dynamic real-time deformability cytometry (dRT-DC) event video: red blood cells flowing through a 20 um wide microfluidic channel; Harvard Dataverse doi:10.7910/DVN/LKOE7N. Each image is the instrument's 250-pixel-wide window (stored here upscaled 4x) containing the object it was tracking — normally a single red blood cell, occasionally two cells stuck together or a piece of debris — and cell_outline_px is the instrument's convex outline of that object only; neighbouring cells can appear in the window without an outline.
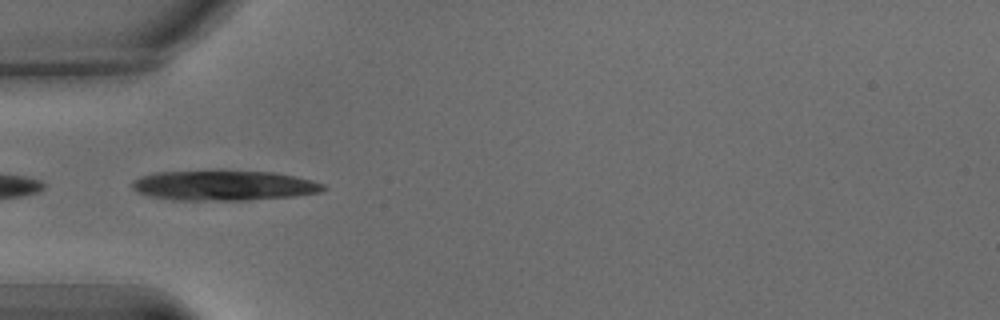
{"species": "common noctule bat (a hibernating species)", "species_latin": "Nyctalus noctula", "temperature_condition": "warm", "stored_images_in_passage": 29, "camera_frame_rate_fps": 3000, "um_per_image_px": 0.085, "animal": {"sex": "male", "body_mass_g": 15.6}, "frame": {"image": 1, "passage_image": 21, "time_ms": 6.667, "image_size_px": [1000, 320], "cell_outline_px": [[324, 188], [316, 192], [288, 196], [236, 200], [156, 196], [140, 192], [132, 184], [136, 180], [144, 176], [160, 172], [268, 172], [292, 176], [308, 180], [320, 184]], "centroid_in_image_um": [19.07, 15.74], "position_along_channel_um": 65.9, "area_um2": 30.58}}